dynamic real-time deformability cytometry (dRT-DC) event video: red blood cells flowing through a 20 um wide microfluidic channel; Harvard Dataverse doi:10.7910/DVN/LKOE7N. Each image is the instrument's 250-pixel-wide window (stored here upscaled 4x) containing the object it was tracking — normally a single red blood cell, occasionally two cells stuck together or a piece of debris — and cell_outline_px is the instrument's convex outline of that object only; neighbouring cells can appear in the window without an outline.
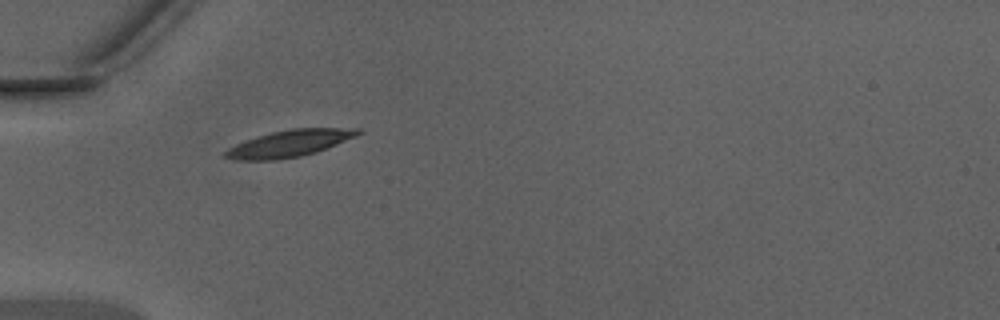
{"species": "Egyptian fruit bat (a non-hibernating species)", "species_latin": "Rousettus aegyptiacus", "temperature_condition": "warm", "stored_images_in_passage": 33, "camera_frame_rate_fps": 3000, "um_per_image_px": 0.085, "animal": {"sex": "male"}, "frame": {"image": 1, "passage_image": 1, "time_ms": 0.0, "image_size_px": [1000, 320], "cell_outline_px": [[364, 132], [356, 136], [316, 152], [300, 156], [276, 160], [232, 160], [224, 156], [224, 152], [228, 148], [236, 144], [256, 136], [272, 132], [292, 128], [360, 128]], "centroid_in_image_um": [24.6, 12.19], "position_along_channel_um": 60.4, "area_um2": 20.63}}
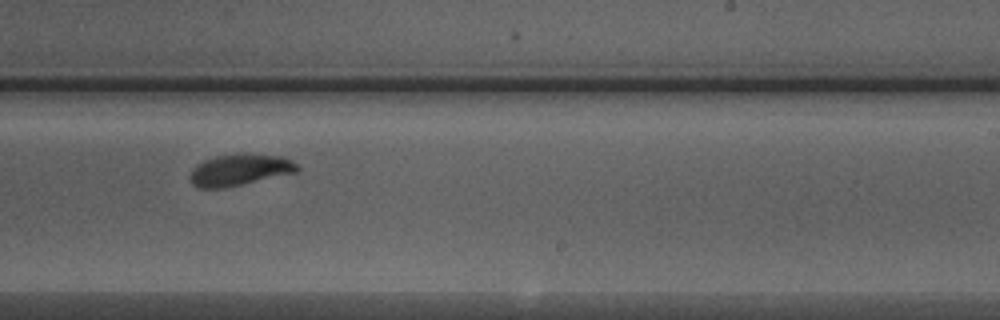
{"frame": {"image": 2, "passage_image": 16, "time_ms": 5.0, "image_size_px": [1000, 320], "cell_outline_px": [[300, 168], [296, 172], [224, 188], [200, 188], [192, 184], [188, 176], [192, 168], [196, 164], [204, 160], [216, 156], [284, 156], [292, 160]], "centroid_in_image_um": [20.32, 14.48], "position_along_channel_um": 268.7, "area_um2": 19.02}}
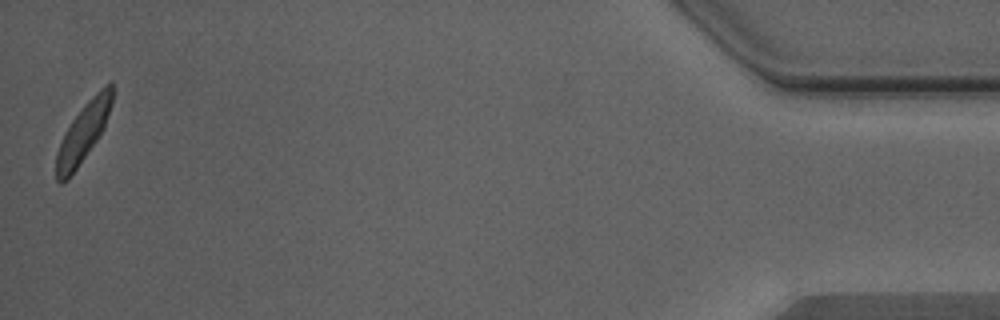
{"frame": {"image": 3, "passage_image": 33, "time_ms": 10.667, "image_size_px": [1000, 320], "cell_outline_px": [[112, 104], [104, 128], [96, 140], [68, 180], [60, 184], [56, 180], [56, 152], [72, 120], [84, 104], [104, 84], [112, 80]], "centroid_in_image_um": [7.08, 11.25], "position_along_channel_um": 428.1, "area_um2": 18.84}, "authors_computed_cell_mechanics": {"area_um2": 19.8832, "velocity_mm_per_s": 4.3104, "shape_relaxation_time_tau1_ms": 1.3527, "shape_relaxation_time_tau2_ms": 1.0116, "deformation_change_tau1": 0.1222, "deformation_change_tau2": 0.0714}}